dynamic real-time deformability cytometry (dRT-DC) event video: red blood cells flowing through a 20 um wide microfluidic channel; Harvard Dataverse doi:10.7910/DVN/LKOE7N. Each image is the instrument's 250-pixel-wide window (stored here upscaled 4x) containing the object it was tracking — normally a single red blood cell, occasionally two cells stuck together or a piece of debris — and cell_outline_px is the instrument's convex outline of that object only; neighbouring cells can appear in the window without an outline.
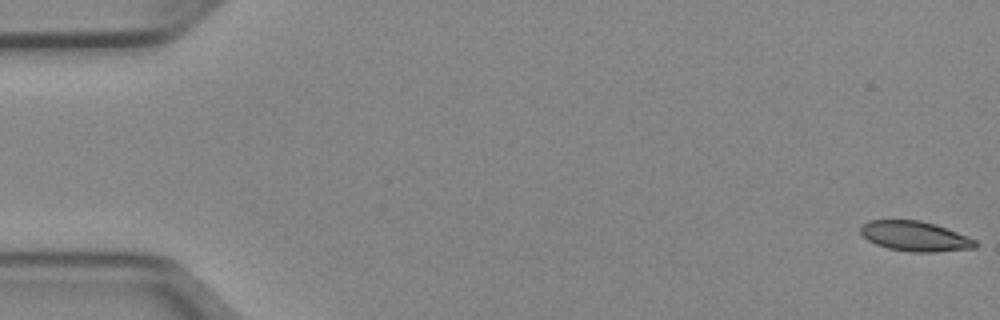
{"species": "Egyptian fruit bat (a non-hibernating species)", "species_latin": "Rousettus aegyptiacus", "temperature_condition": "cold", "stored_images_in_passage": 51, "camera_frame_rate_fps": 3000, "um_per_image_px": 0.085, "animal": {"sex": "female"}, "frame": {"image": 1, "passage_image": 1, "time_ms": 0.0, "image_size_px": [1000, 320], "cell_outline_px": [[976, 248], [936, 252], [912, 252], [888, 248], [876, 244], [868, 240], [860, 232], [860, 228], [868, 220], [920, 220], [936, 224], [968, 236], [976, 240]], "centroid_in_image_um": [77.8, 20.08], "position_along_channel_um": 7.2, "area_um2": 20.06}}
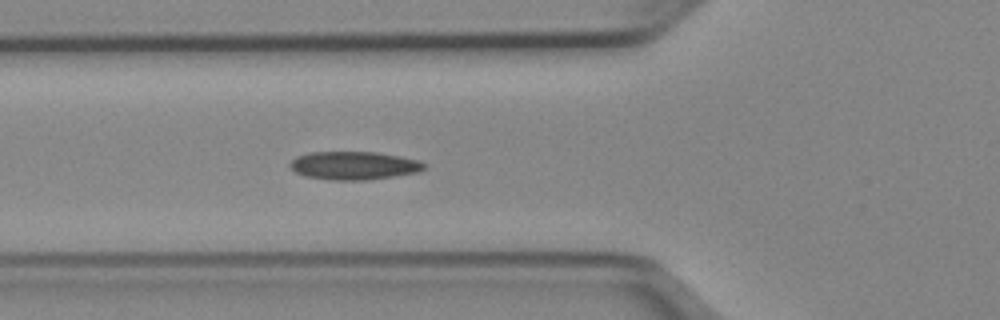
{"frame": {"image": 2, "passage_image": 19, "time_ms": 6.0, "image_size_px": [1000, 320], "cell_outline_px": [[428, 164], [420, 172], [368, 180], [332, 180], [304, 176], [296, 172], [288, 164], [296, 156], [308, 152], [376, 152], [400, 156], [420, 160]], "centroid_in_image_um": [30.11, 14.07], "position_along_channel_um": 95.7, "area_um2": 22.25}}
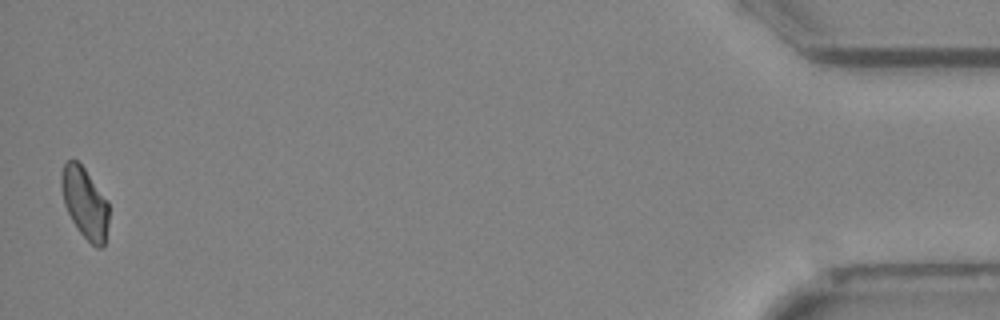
{"frame": {"image": 3, "passage_image": 51, "time_ms": 16.667, "image_size_px": [1000, 320], "cell_outline_px": [[108, 224], [104, 244], [100, 248], [96, 248], [76, 228], [64, 204], [60, 188], [60, 172], [64, 164], [68, 160], [76, 160], [84, 168], [108, 200]], "centroid_in_image_um": [7.19, 17.23], "position_along_channel_um": 428.0, "area_um2": 19.65}}